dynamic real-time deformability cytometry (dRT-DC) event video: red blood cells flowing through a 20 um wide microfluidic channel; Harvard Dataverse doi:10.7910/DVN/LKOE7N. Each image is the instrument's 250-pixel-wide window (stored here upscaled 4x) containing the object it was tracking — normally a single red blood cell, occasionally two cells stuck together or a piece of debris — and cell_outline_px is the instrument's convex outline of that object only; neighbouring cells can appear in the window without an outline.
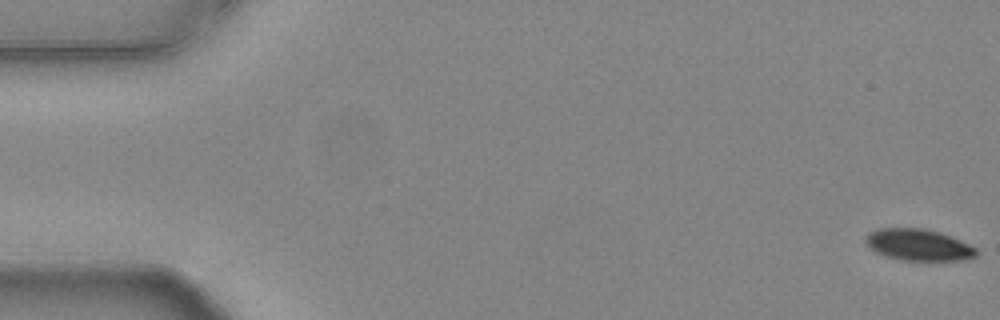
{"species": "common noctule bat (a hibernating species)", "species_latin": "Nyctalus noctula", "temperature_condition": "warm", "stored_images_in_passage": 55, "camera_frame_rate_fps": 3000, "um_per_image_px": 0.085, "animal": {"sex": "female", "body_mass_g": 24.6, "forearm_length_mm": 56.2}, "frame": {"image": 1, "passage_image": 1, "time_ms": 0.0, "image_size_px": [1000, 320], "cell_outline_px": [[976, 256], [964, 260], [900, 260], [876, 252], [868, 248], [864, 240], [868, 232], [876, 228], [924, 228], [940, 232], [960, 240], [976, 248]], "centroid_in_image_um": [78.02, 20.8], "position_along_channel_um": 7.0, "area_um2": 20.4}}
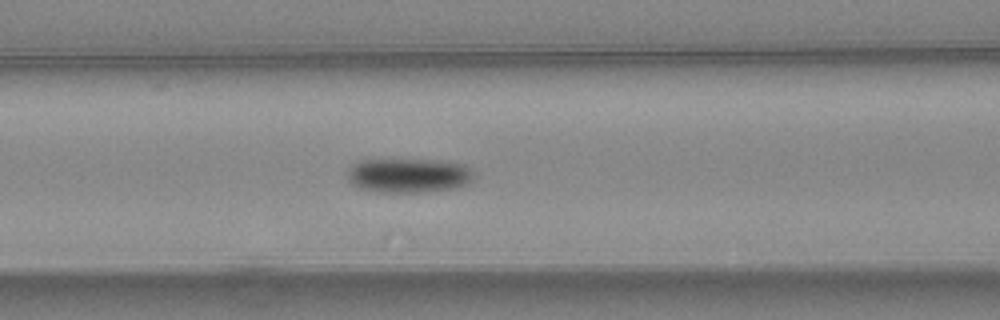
{"frame": {"image": 2, "passage_image": 23, "time_ms": 7.333, "image_size_px": [1000, 320], "cell_outline_px": [[476, 176], [468, 184], [460, 188], [428, 192], [380, 192], [356, 188], [348, 180], [348, 168], [352, 164], [360, 160], [448, 160], [464, 164], [472, 168]], "centroid_in_image_um": [34.8, 14.92], "position_along_channel_um": 131.8, "area_um2": 26.07}}
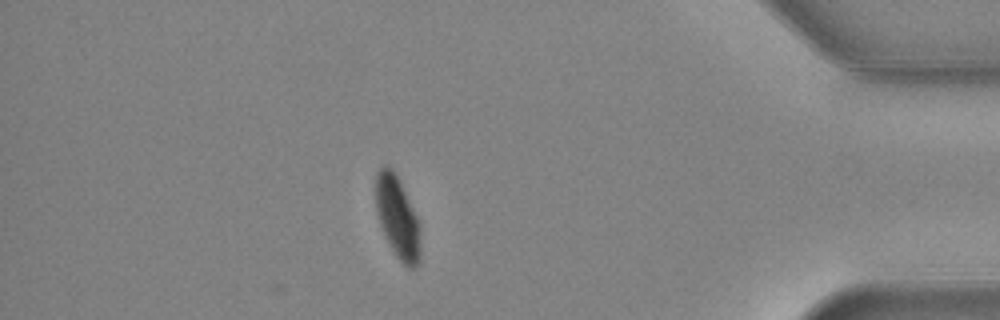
{"frame": {"image": 3, "passage_image": 48, "time_ms": 15.667, "image_size_px": [1000, 320], "cell_outline_px": [[420, 260], [416, 268], [408, 268], [396, 256], [384, 236], [376, 212], [376, 172], [384, 164], [388, 164], [396, 172], [400, 180], [420, 224]], "centroid_in_image_um": [33.79, 18.46], "position_along_channel_um": 401.4, "area_um2": 21.68}, "authors_computed_cell_mechanics": {"area_um2": 23.698, "velocity_mm_per_s": 3.7628, "shape_relaxation_time_tau1_ms": 3.663, "shape_relaxation_time_tau2_ms": null, "deformation_change_tau1": 0.1077, "deformation_change_tau2": null}}